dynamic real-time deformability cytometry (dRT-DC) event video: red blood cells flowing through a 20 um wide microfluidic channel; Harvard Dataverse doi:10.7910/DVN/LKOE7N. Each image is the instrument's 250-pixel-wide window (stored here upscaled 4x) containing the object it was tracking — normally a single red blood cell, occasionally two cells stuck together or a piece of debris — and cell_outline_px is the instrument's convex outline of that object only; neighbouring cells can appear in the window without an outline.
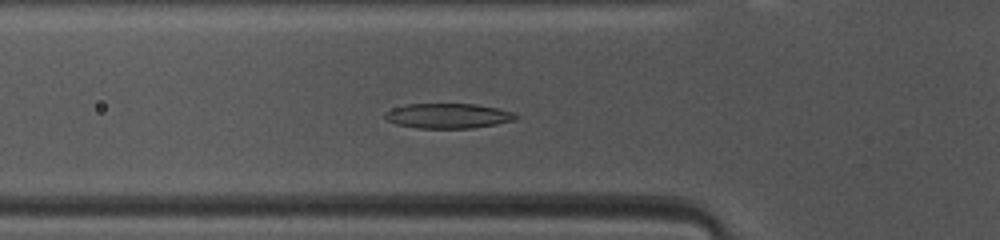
{"species": "common noctule bat (a hibernating species)", "species_latin": "Nyctalus noctula", "temperature_condition": "warm", "stored_images_in_passage": 38, "camera_frame_rate_fps": 3000, "um_per_image_px": 0.085, "animal": {"sex": "female", "body_mass_g": 10.0, "forearm_length_mm": 53.1}, "frame": {"image": 1, "passage_image": 6, "time_ms": 1.667, "image_size_px": [1000, 240], "cell_outline_px": [[520, 116], [516, 120], [496, 124], [472, 128], [416, 128], [396, 124], [388, 120], [384, 116], [384, 112], [392, 108], [408, 104], [476, 104], [500, 108], [516, 112]], "centroid_in_image_um": [38.14, 9.84], "position_along_channel_um": 87.7, "area_um2": 19.25}}
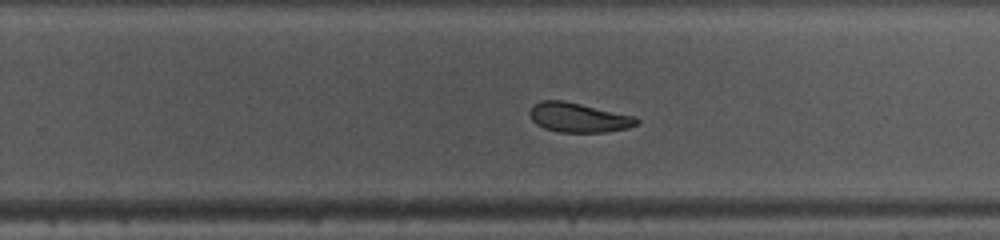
{"frame": {"image": 2, "passage_image": 20, "time_ms": 6.333, "image_size_px": [1000, 240], "cell_outline_px": [[640, 120], [636, 124], [628, 128], [604, 132], [560, 132], [544, 128], [536, 124], [532, 120], [528, 112], [532, 104], [540, 100], [564, 100], [636, 116]], "centroid_in_image_um": [49.14, 9.97], "position_along_channel_um": 280.7, "area_um2": 18.55}}
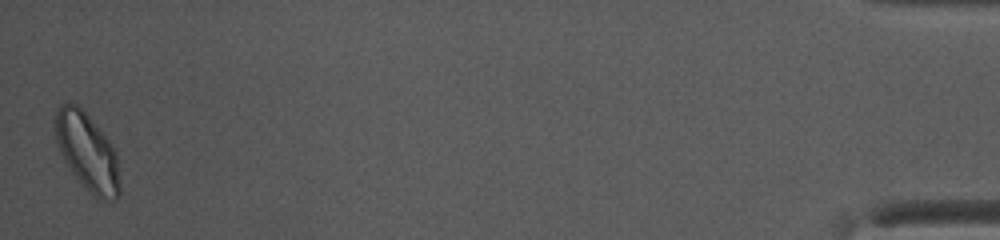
{"frame": {"image": 3, "passage_image": 38, "time_ms": 12.333, "image_size_px": [1000, 240], "cell_outline_px": [[120, 196], [116, 200], [96, 200], [88, 192], [72, 172], [64, 160], [56, 140], [56, 112], [60, 104], [76, 104], [88, 116], [108, 140], [116, 152], [120, 184]], "centroid_in_image_um": [7.45, 12.99], "position_along_channel_um": 427.8, "area_um2": 28.78}, "authors_computed_cell_mechanics": {"area_um2": 19.363, "velocity_mm_per_s": 4.1311, "shape_relaxation_time_tau1_ms": 3.3758, "shape_relaxation_time_tau2_ms": null, "deformation_change_tau1": 0.1313, "deformation_change_tau2": null}}